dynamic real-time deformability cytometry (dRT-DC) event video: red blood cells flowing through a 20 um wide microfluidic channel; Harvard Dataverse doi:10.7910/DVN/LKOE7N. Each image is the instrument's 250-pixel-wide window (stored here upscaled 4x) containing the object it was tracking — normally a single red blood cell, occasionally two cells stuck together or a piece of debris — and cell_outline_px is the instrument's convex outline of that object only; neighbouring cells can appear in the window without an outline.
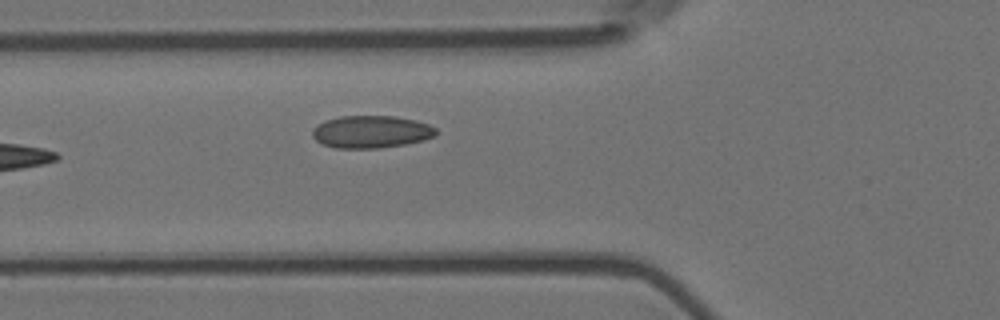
{"species": "Egyptian fruit bat (a non-hibernating species)", "species_latin": "Rousettus aegyptiacus", "temperature_condition": "room temperature", "stored_images_in_passage": 5, "camera_frame_rate_fps": 3000, "um_per_image_px": 0.085, "animal": {"sex": "female"}, "frame": {"image": 1, "passage_image": 5, "time_ms": 1.333, "image_size_px": [1000, 320], "cell_outline_px": [[436, 136], [424, 140], [404, 144], [380, 148], [336, 148], [324, 144], [316, 140], [312, 136], [312, 128], [324, 120], [340, 116], [396, 116], [416, 120], [428, 124], [436, 128]], "centroid_in_image_um": [31.55, 11.19], "position_along_channel_um": 94.3, "area_um2": 23.47}}